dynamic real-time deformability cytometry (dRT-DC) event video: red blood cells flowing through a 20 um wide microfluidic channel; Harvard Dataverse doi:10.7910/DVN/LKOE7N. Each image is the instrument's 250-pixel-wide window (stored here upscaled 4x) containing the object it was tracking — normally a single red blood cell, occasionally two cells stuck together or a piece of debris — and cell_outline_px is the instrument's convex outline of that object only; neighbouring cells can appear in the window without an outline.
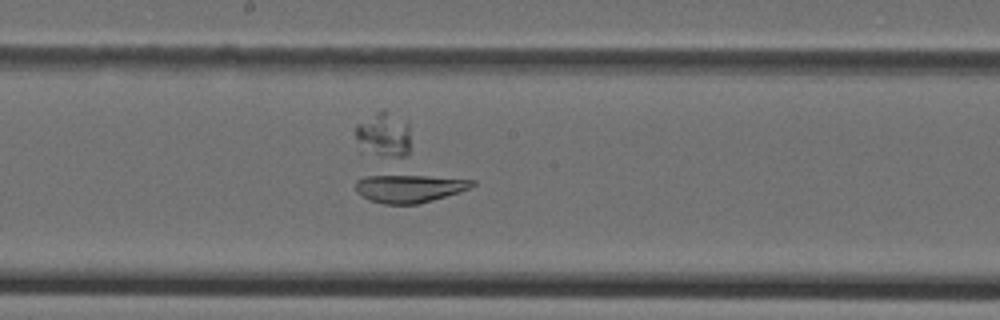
{"species": "Egyptian fruit bat (a non-hibernating species)", "species_latin": "Rousettus aegyptiacus", "temperature_condition": "cold", "stored_images_in_passage": 39, "camera_frame_rate_fps": 3000, "um_per_image_px": 0.085, "animal": {"sex": "female"}, "frame": {"image": 1, "passage_image": 16, "time_ms": 5.0, "image_size_px": [1000, 320], "cell_outline_px": [[476, 184], [472, 188], [432, 200], [416, 204], [384, 204], [368, 200], [356, 192], [356, 180], [364, 176], [380, 172], [404, 172], [476, 180]], "centroid_in_image_um": [34.76, 15.93], "position_along_channel_um": 213.4, "area_um2": 20.52}}
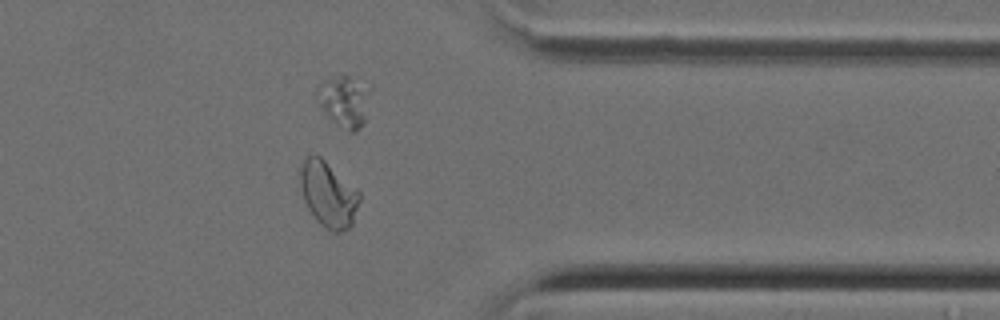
{"frame": {"image": 2, "passage_image": 29, "time_ms": 9.333, "image_size_px": [1000, 320], "cell_outline_px": [[360, 200], [352, 224], [348, 228], [340, 232], [332, 232], [320, 224], [316, 220], [308, 208], [304, 200], [300, 188], [300, 168], [304, 160], [308, 156], [320, 156], [356, 188], [360, 192]], "centroid_in_image_um": [27.9, 16.53], "position_along_channel_um": 383.5, "area_um2": 22.48}}
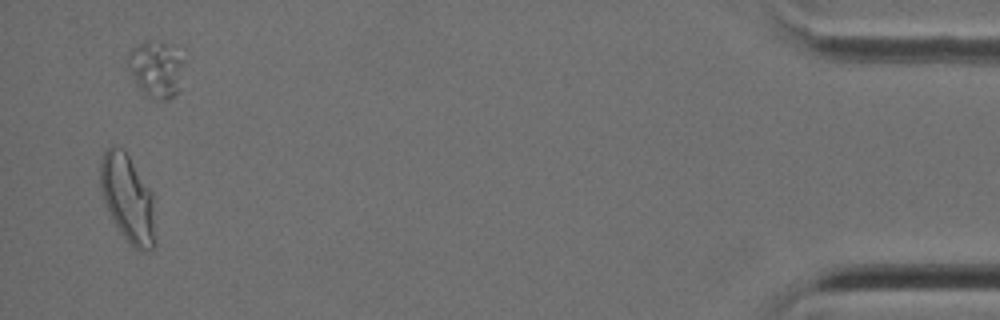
{"frame": {"image": 3, "passage_image": 37, "time_ms": 12.0, "image_size_px": [1000, 320], "cell_outline_px": [[156, 244], [152, 248], [144, 252], [140, 252], [132, 248], [120, 232], [112, 220], [104, 200], [100, 188], [100, 160], [104, 148], [112, 144], [116, 144], [124, 148], [152, 192], [156, 240]], "centroid_in_image_um": [10.85, 16.85], "position_along_channel_um": 424.3, "area_um2": 28.78}}